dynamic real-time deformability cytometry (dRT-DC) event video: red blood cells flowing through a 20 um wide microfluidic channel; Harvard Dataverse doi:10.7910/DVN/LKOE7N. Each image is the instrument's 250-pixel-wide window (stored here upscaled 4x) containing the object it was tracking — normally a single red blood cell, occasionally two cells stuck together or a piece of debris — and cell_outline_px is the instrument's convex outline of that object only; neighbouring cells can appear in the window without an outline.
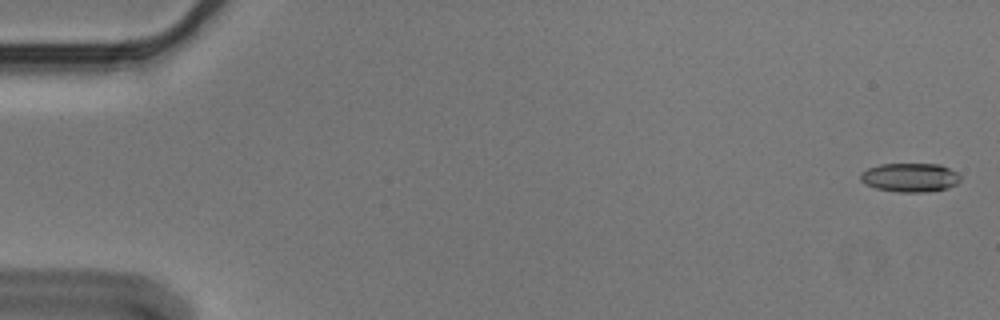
{"species": "Egyptian fruit bat (a non-hibernating species)", "species_latin": "Rousettus aegyptiacus", "temperature_condition": "cold", "stored_images_in_passage": 5, "camera_frame_rate_fps": 3000, "um_per_image_px": 0.085, "animal": {"sex": "male"}, "frame": {"image": 1, "passage_image": 1, "time_ms": 0.0, "image_size_px": [1000, 320], "cell_outline_px": [[960, 180], [956, 184], [948, 188], [924, 192], [900, 192], [876, 188], [860, 180], [860, 172], [868, 168], [880, 164], [940, 164], [956, 172], [960, 176]], "centroid_in_image_um": [77.35, 15.08], "position_along_channel_um": 7.6, "area_um2": 16.7}}
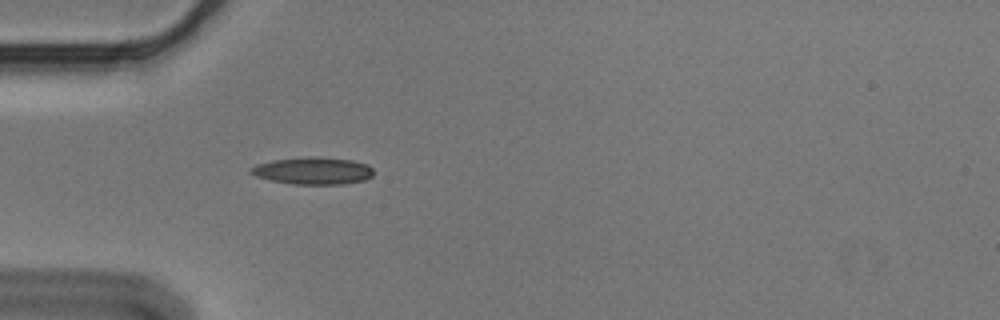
{"frame": {"image": 2, "passage_image": 5, "time_ms": 1.333, "image_size_px": [1000, 320], "cell_outline_px": [[372, 176], [364, 180], [344, 184], [292, 184], [272, 180], [256, 176], [248, 172], [248, 168], [256, 164], [272, 160], [308, 156], [312, 156], [352, 160], [368, 164], [372, 168]], "centroid_in_image_um": [26.58, 14.51], "position_along_channel_um": 58.4, "area_um2": 19.54}}